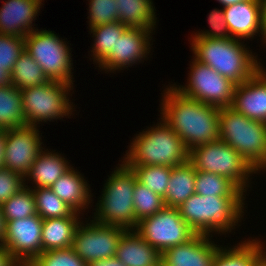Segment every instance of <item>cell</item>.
Here are the masks:
<instances>
[{"label":"cell","instance_id":"cell-32","mask_svg":"<svg viewBox=\"0 0 266 266\" xmlns=\"http://www.w3.org/2000/svg\"><path fill=\"white\" fill-rule=\"evenodd\" d=\"M29 187L24 185L22 189L1 205L5 223L37 214L32 186Z\"/></svg>","mask_w":266,"mask_h":266},{"label":"cell","instance_id":"cell-23","mask_svg":"<svg viewBox=\"0 0 266 266\" xmlns=\"http://www.w3.org/2000/svg\"><path fill=\"white\" fill-rule=\"evenodd\" d=\"M78 212L69 217L48 218L42 223V252L71 247L77 226L81 222Z\"/></svg>","mask_w":266,"mask_h":266},{"label":"cell","instance_id":"cell-11","mask_svg":"<svg viewBox=\"0 0 266 266\" xmlns=\"http://www.w3.org/2000/svg\"><path fill=\"white\" fill-rule=\"evenodd\" d=\"M135 231L161 254L189 241L196 232L182 219L178 208L164 207L138 222Z\"/></svg>","mask_w":266,"mask_h":266},{"label":"cell","instance_id":"cell-41","mask_svg":"<svg viewBox=\"0 0 266 266\" xmlns=\"http://www.w3.org/2000/svg\"><path fill=\"white\" fill-rule=\"evenodd\" d=\"M14 260L11 253L3 245H0V266H11Z\"/></svg>","mask_w":266,"mask_h":266},{"label":"cell","instance_id":"cell-30","mask_svg":"<svg viewBox=\"0 0 266 266\" xmlns=\"http://www.w3.org/2000/svg\"><path fill=\"white\" fill-rule=\"evenodd\" d=\"M128 27L121 24L119 21L98 25L90 28V32L94 37L93 50L91 54L93 61L99 64L110 52L115 48L117 40Z\"/></svg>","mask_w":266,"mask_h":266},{"label":"cell","instance_id":"cell-3","mask_svg":"<svg viewBox=\"0 0 266 266\" xmlns=\"http://www.w3.org/2000/svg\"><path fill=\"white\" fill-rule=\"evenodd\" d=\"M132 140L122 161L128 168L140 165L173 168L188 161L189 151L184 142L163 119Z\"/></svg>","mask_w":266,"mask_h":266},{"label":"cell","instance_id":"cell-1","mask_svg":"<svg viewBox=\"0 0 266 266\" xmlns=\"http://www.w3.org/2000/svg\"><path fill=\"white\" fill-rule=\"evenodd\" d=\"M163 93L161 118L189 150L219 139V111L212 105L181 94L170 85Z\"/></svg>","mask_w":266,"mask_h":266},{"label":"cell","instance_id":"cell-6","mask_svg":"<svg viewBox=\"0 0 266 266\" xmlns=\"http://www.w3.org/2000/svg\"><path fill=\"white\" fill-rule=\"evenodd\" d=\"M119 165L104 185L96 205L94 221L135 230L138 225L133 205L136 176L123 162Z\"/></svg>","mask_w":266,"mask_h":266},{"label":"cell","instance_id":"cell-12","mask_svg":"<svg viewBox=\"0 0 266 266\" xmlns=\"http://www.w3.org/2000/svg\"><path fill=\"white\" fill-rule=\"evenodd\" d=\"M125 228L108 224L80 222L76 228L71 249L86 263L115 257L118 242Z\"/></svg>","mask_w":266,"mask_h":266},{"label":"cell","instance_id":"cell-31","mask_svg":"<svg viewBox=\"0 0 266 266\" xmlns=\"http://www.w3.org/2000/svg\"><path fill=\"white\" fill-rule=\"evenodd\" d=\"M37 214L44 220L48 218L69 217L74 210L53 193L50 187L32 188Z\"/></svg>","mask_w":266,"mask_h":266},{"label":"cell","instance_id":"cell-49","mask_svg":"<svg viewBox=\"0 0 266 266\" xmlns=\"http://www.w3.org/2000/svg\"><path fill=\"white\" fill-rule=\"evenodd\" d=\"M261 170H265L266 171V164L264 165V167Z\"/></svg>","mask_w":266,"mask_h":266},{"label":"cell","instance_id":"cell-28","mask_svg":"<svg viewBox=\"0 0 266 266\" xmlns=\"http://www.w3.org/2000/svg\"><path fill=\"white\" fill-rule=\"evenodd\" d=\"M10 77L11 84L18 90L44 85L51 81L41 66L25 50L14 64Z\"/></svg>","mask_w":266,"mask_h":266},{"label":"cell","instance_id":"cell-9","mask_svg":"<svg viewBox=\"0 0 266 266\" xmlns=\"http://www.w3.org/2000/svg\"><path fill=\"white\" fill-rule=\"evenodd\" d=\"M24 38L25 51L41 66L50 80L73 85L71 49L64 39L50 30L39 29L33 30Z\"/></svg>","mask_w":266,"mask_h":266},{"label":"cell","instance_id":"cell-39","mask_svg":"<svg viewBox=\"0 0 266 266\" xmlns=\"http://www.w3.org/2000/svg\"><path fill=\"white\" fill-rule=\"evenodd\" d=\"M209 25L211 30L196 32L191 37H206L211 39H228L231 38L227 23L224 17V10L214 9L208 15Z\"/></svg>","mask_w":266,"mask_h":266},{"label":"cell","instance_id":"cell-7","mask_svg":"<svg viewBox=\"0 0 266 266\" xmlns=\"http://www.w3.org/2000/svg\"><path fill=\"white\" fill-rule=\"evenodd\" d=\"M188 161L196 170L228 178L244 193L249 186L250 174L257 173L235 149L221 139L189 150Z\"/></svg>","mask_w":266,"mask_h":266},{"label":"cell","instance_id":"cell-27","mask_svg":"<svg viewBox=\"0 0 266 266\" xmlns=\"http://www.w3.org/2000/svg\"><path fill=\"white\" fill-rule=\"evenodd\" d=\"M25 126L22 95L15 86L0 87V130Z\"/></svg>","mask_w":266,"mask_h":266},{"label":"cell","instance_id":"cell-19","mask_svg":"<svg viewBox=\"0 0 266 266\" xmlns=\"http://www.w3.org/2000/svg\"><path fill=\"white\" fill-rule=\"evenodd\" d=\"M44 0H7L0 8V35L25 37L35 30L32 22ZM35 18V19H34Z\"/></svg>","mask_w":266,"mask_h":266},{"label":"cell","instance_id":"cell-24","mask_svg":"<svg viewBox=\"0 0 266 266\" xmlns=\"http://www.w3.org/2000/svg\"><path fill=\"white\" fill-rule=\"evenodd\" d=\"M196 169L187 161L172 168L166 195L163 198L166 207L179 208L195 193Z\"/></svg>","mask_w":266,"mask_h":266},{"label":"cell","instance_id":"cell-8","mask_svg":"<svg viewBox=\"0 0 266 266\" xmlns=\"http://www.w3.org/2000/svg\"><path fill=\"white\" fill-rule=\"evenodd\" d=\"M73 85L51 80L44 85H36L20 90L22 95L25 125L37 126L39 122L71 116L74 105L68 94Z\"/></svg>","mask_w":266,"mask_h":266},{"label":"cell","instance_id":"cell-37","mask_svg":"<svg viewBox=\"0 0 266 266\" xmlns=\"http://www.w3.org/2000/svg\"><path fill=\"white\" fill-rule=\"evenodd\" d=\"M34 260L39 266H87L71 247L43 251Z\"/></svg>","mask_w":266,"mask_h":266},{"label":"cell","instance_id":"cell-45","mask_svg":"<svg viewBox=\"0 0 266 266\" xmlns=\"http://www.w3.org/2000/svg\"><path fill=\"white\" fill-rule=\"evenodd\" d=\"M262 4V25L264 33V43L266 45V0H261Z\"/></svg>","mask_w":266,"mask_h":266},{"label":"cell","instance_id":"cell-34","mask_svg":"<svg viewBox=\"0 0 266 266\" xmlns=\"http://www.w3.org/2000/svg\"><path fill=\"white\" fill-rule=\"evenodd\" d=\"M133 195L135 219L137 222L156 214L165 207L164 199L138 182L137 179Z\"/></svg>","mask_w":266,"mask_h":266},{"label":"cell","instance_id":"cell-2","mask_svg":"<svg viewBox=\"0 0 266 266\" xmlns=\"http://www.w3.org/2000/svg\"><path fill=\"white\" fill-rule=\"evenodd\" d=\"M191 40L194 58L212 67L236 85L249 80L261 68L262 64L258 62L257 56L245 48L242 40L206 37H192Z\"/></svg>","mask_w":266,"mask_h":266},{"label":"cell","instance_id":"cell-44","mask_svg":"<svg viewBox=\"0 0 266 266\" xmlns=\"http://www.w3.org/2000/svg\"><path fill=\"white\" fill-rule=\"evenodd\" d=\"M5 226H6V223H5L4 215L2 213V208L0 205V245L3 244V240L5 237V228H6Z\"/></svg>","mask_w":266,"mask_h":266},{"label":"cell","instance_id":"cell-14","mask_svg":"<svg viewBox=\"0 0 266 266\" xmlns=\"http://www.w3.org/2000/svg\"><path fill=\"white\" fill-rule=\"evenodd\" d=\"M42 223L38 214L6 222L2 245L15 260H34L42 253Z\"/></svg>","mask_w":266,"mask_h":266},{"label":"cell","instance_id":"cell-47","mask_svg":"<svg viewBox=\"0 0 266 266\" xmlns=\"http://www.w3.org/2000/svg\"><path fill=\"white\" fill-rule=\"evenodd\" d=\"M217 1H219V3L223 5V7H226L228 5H232L245 0H217Z\"/></svg>","mask_w":266,"mask_h":266},{"label":"cell","instance_id":"cell-48","mask_svg":"<svg viewBox=\"0 0 266 266\" xmlns=\"http://www.w3.org/2000/svg\"><path fill=\"white\" fill-rule=\"evenodd\" d=\"M254 266H266V254Z\"/></svg>","mask_w":266,"mask_h":266},{"label":"cell","instance_id":"cell-17","mask_svg":"<svg viewBox=\"0 0 266 266\" xmlns=\"http://www.w3.org/2000/svg\"><path fill=\"white\" fill-rule=\"evenodd\" d=\"M209 237L196 234L186 243L167 249L162 254V266H211L219 245Z\"/></svg>","mask_w":266,"mask_h":266},{"label":"cell","instance_id":"cell-43","mask_svg":"<svg viewBox=\"0 0 266 266\" xmlns=\"http://www.w3.org/2000/svg\"><path fill=\"white\" fill-rule=\"evenodd\" d=\"M5 85H11V77L10 74L2 69L0 66V87Z\"/></svg>","mask_w":266,"mask_h":266},{"label":"cell","instance_id":"cell-4","mask_svg":"<svg viewBox=\"0 0 266 266\" xmlns=\"http://www.w3.org/2000/svg\"><path fill=\"white\" fill-rule=\"evenodd\" d=\"M245 197H212L194 193L178 208L196 234L231 232L244 213Z\"/></svg>","mask_w":266,"mask_h":266},{"label":"cell","instance_id":"cell-13","mask_svg":"<svg viewBox=\"0 0 266 266\" xmlns=\"http://www.w3.org/2000/svg\"><path fill=\"white\" fill-rule=\"evenodd\" d=\"M40 140L37 126L7 129L4 167L25 177L36 157L45 149Z\"/></svg>","mask_w":266,"mask_h":266},{"label":"cell","instance_id":"cell-46","mask_svg":"<svg viewBox=\"0 0 266 266\" xmlns=\"http://www.w3.org/2000/svg\"><path fill=\"white\" fill-rule=\"evenodd\" d=\"M11 266H39L35 260H14Z\"/></svg>","mask_w":266,"mask_h":266},{"label":"cell","instance_id":"cell-26","mask_svg":"<svg viewBox=\"0 0 266 266\" xmlns=\"http://www.w3.org/2000/svg\"><path fill=\"white\" fill-rule=\"evenodd\" d=\"M261 241H243L233 248L218 247L211 266H254L265 254Z\"/></svg>","mask_w":266,"mask_h":266},{"label":"cell","instance_id":"cell-38","mask_svg":"<svg viewBox=\"0 0 266 266\" xmlns=\"http://www.w3.org/2000/svg\"><path fill=\"white\" fill-rule=\"evenodd\" d=\"M24 177L10 169L0 168V205L24 187Z\"/></svg>","mask_w":266,"mask_h":266},{"label":"cell","instance_id":"cell-25","mask_svg":"<svg viewBox=\"0 0 266 266\" xmlns=\"http://www.w3.org/2000/svg\"><path fill=\"white\" fill-rule=\"evenodd\" d=\"M118 21L130 28L154 30L155 7L152 0H116Z\"/></svg>","mask_w":266,"mask_h":266},{"label":"cell","instance_id":"cell-35","mask_svg":"<svg viewBox=\"0 0 266 266\" xmlns=\"http://www.w3.org/2000/svg\"><path fill=\"white\" fill-rule=\"evenodd\" d=\"M25 50V38L0 35V66L11 74L14 64Z\"/></svg>","mask_w":266,"mask_h":266},{"label":"cell","instance_id":"cell-21","mask_svg":"<svg viewBox=\"0 0 266 266\" xmlns=\"http://www.w3.org/2000/svg\"><path fill=\"white\" fill-rule=\"evenodd\" d=\"M79 173L72 167L50 187L54 194L78 213L92 202L90 187Z\"/></svg>","mask_w":266,"mask_h":266},{"label":"cell","instance_id":"cell-16","mask_svg":"<svg viewBox=\"0 0 266 266\" xmlns=\"http://www.w3.org/2000/svg\"><path fill=\"white\" fill-rule=\"evenodd\" d=\"M261 68L242 84H237L231 108L252 120L266 123V70Z\"/></svg>","mask_w":266,"mask_h":266},{"label":"cell","instance_id":"cell-40","mask_svg":"<svg viewBox=\"0 0 266 266\" xmlns=\"http://www.w3.org/2000/svg\"><path fill=\"white\" fill-rule=\"evenodd\" d=\"M87 266H126V265L122 263L120 260H118L116 257H111V258H105L93 261L91 263H88Z\"/></svg>","mask_w":266,"mask_h":266},{"label":"cell","instance_id":"cell-33","mask_svg":"<svg viewBox=\"0 0 266 266\" xmlns=\"http://www.w3.org/2000/svg\"><path fill=\"white\" fill-rule=\"evenodd\" d=\"M131 169L138 182L142 183L149 190L155 192L162 198L165 197L172 167L140 165L132 166Z\"/></svg>","mask_w":266,"mask_h":266},{"label":"cell","instance_id":"cell-42","mask_svg":"<svg viewBox=\"0 0 266 266\" xmlns=\"http://www.w3.org/2000/svg\"><path fill=\"white\" fill-rule=\"evenodd\" d=\"M6 145V130H0V168L4 167Z\"/></svg>","mask_w":266,"mask_h":266},{"label":"cell","instance_id":"cell-29","mask_svg":"<svg viewBox=\"0 0 266 266\" xmlns=\"http://www.w3.org/2000/svg\"><path fill=\"white\" fill-rule=\"evenodd\" d=\"M195 193L212 197H244V192L228 178L199 170H196Z\"/></svg>","mask_w":266,"mask_h":266},{"label":"cell","instance_id":"cell-15","mask_svg":"<svg viewBox=\"0 0 266 266\" xmlns=\"http://www.w3.org/2000/svg\"><path fill=\"white\" fill-rule=\"evenodd\" d=\"M150 33L153 32L147 29L128 27L117 40L115 48L98 64V67L114 73L118 69L123 70L134 63L137 64L136 62H141L151 49Z\"/></svg>","mask_w":266,"mask_h":266},{"label":"cell","instance_id":"cell-36","mask_svg":"<svg viewBox=\"0 0 266 266\" xmlns=\"http://www.w3.org/2000/svg\"><path fill=\"white\" fill-rule=\"evenodd\" d=\"M89 28L118 21L116 0H89Z\"/></svg>","mask_w":266,"mask_h":266},{"label":"cell","instance_id":"cell-5","mask_svg":"<svg viewBox=\"0 0 266 266\" xmlns=\"http://www.w3.org/2000/svg\"><path fill=\"white\" fill-rule=\"evenodd\" d=\"M219 139L260 172L266 164V123L252 120L230 106L219 111Z\"/></svg>","mask_w":266,"mask_h":266},{"label":"cell","instance_id":"cell-20","mask_svg":"<svg viewBox=\"0 0 266 266\" xmlns=\"http://www.w3.org/2000/svg\"><path fill=\"white\" fill-rule=\"evenodd\" d=\"M115 257L126 266H162V254L135 230L122 234Z\"/></svg>","mask_w":266,"mask_h":266},{"label":"cell","instance_id":"cell-10","mask_svg":"<svg viewBox=\"0 0 266 266\" xmlns=\"http://www.w3.org/2000/svg\"><path fill=\"white\" fill-rule=\"evenodd\" d=\"M191 63L188 84L174 88L184 96L217 108L231 106L236 84L195 58Z\"/></svg>","mask_w":266,"mask_h":266},{"label":"cell","instance_id":"cell-18","mask_svg":"<svg viewBox=\"0 0 266 266\" xmlns=\"http://www.w3.org/2000/svg\"><path fill=\"white\" fill-rule=\"evenodd\" d=\"M223 10L231 38L245 41L261 33L264 40L261 0L241 1Z\"/></svg>","mask_w":266,"mask_h":266},{"label":"cell","instance_id":"cell-22","mask_svg":"<svg viewBox=\"0 0 266 266\" xmlns=\"http://www.w3.org/2000/svg\"><path fill=\"white\" fill-rule=\"evenodd\" d=\"M46 150V152L42 150L39 153L29 172L24 177V181L31 179L36 184L33 188L51 187L63 174L72 168L61 154Z\"/></svg>","mask_w":266,"mask_h":266}]
</instances>
